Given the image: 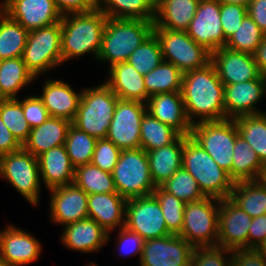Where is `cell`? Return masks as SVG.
Segmentation results:
<instances>
[{
	"label": "cell",
	"instance_id": "6da1fadb",
	"mask_svg": "<svg viewBox=\"0 0 266 266\" xmlns=\"http://www.w3.org/2000/svg\"><path fill=\"white\" fill-rule=\"evenodd\" d=\"M181 93L187 118L192 125L226 119L224 85L211 62L205 67L183 73Z\"/></svg>",
	"mask_w": 266,
	"mask_h": 266
},
{
	"label": "cell",
	"instance_id": "7a4b0ae2",
	"mask_svg": "<svg viewBox=\"0 0 266 266\" xmlns=\"http://www.w3.org/2000/svg\"><path fill=\"white\" fill-rule=\"evenodd\" d=\"M106 21L107 16L99 8L63 15L60 21L63 63L86 54H91L97 61Z\"/></svg>",
	"mask_w": 266,
	"mask_h": 266
},
{
	"label": "cell",
	"instance_id": "3957f363",
	"mask_svg": "<svg viewBox=\"0 0 266 266\" xmlns=\"http://www.w3.org/2000/svg\"><path fill=\"white\" fill-rule=\"evenodd\" d=\"M153 21L107 18L97 60L114 64L126 62L131 53L153 33Z\"/></svg>",
	"mask_w": 266,
	"mask_h": 266
},
{
	"label": "cell",
	"instance_id": "277c9868",
	"mask_svg": "<svg viewBox=\"0 0 266 266\" xmlns=\"http://www.w3.org/2000/svg\"><path fill=\"white\" fill-rule=\"evenodd\" d=\"M182 167L195 178L205 197L230 198L235 182L190 136L184 142Z\"/></svg>",
	"mask_w": 266,
	"mask_h": 266
},
{
	"label": "cell",
	"instance_id": "5b68a950",
	"mask_svg": "<svg viewBox=\"0 0 266 266\" xmlns=\"http://www.w3.org/2000/svg\"><path fill=\"white\" fill-rule=\"evenodd\" d=\"M118 99L104 82L82 89L79 108L72 124L97 139L106 138Z\"/></svg>",
	"mask_w": 266,
	"mask_h": 266
},
{
	"label": "cell",
	"instance_id": "8992f818",
	"mask_svg": "<svg viewBox=\"0 0 266 266\" xmlns=\"http://www.w3.org/2000/svg\"><path fill=\"white\" fill-rule=\"evenodd\" d=\"M112 177L116 191L126 200L152 195L156 188L147 153L141 148L122 150Z\"/></svg>",
	"mask_w": 266,
	"mask_h": 266
},
{
	"label": "cell",
	"instance_id": "52a82bcc",
	"mask_svg": "<svg viewBox=\"0 0 266 266\" xmlns=\"http://www.w3.org/2000/svg\"><path fill=\"white\" fill-rule=\"evenodd\" d=\"M239 135L233 119L206 121L192 125L195 140L232 179L233 149Z\"/></svg>",
	"mask_w": 266,
	"mask_h": 266
},
{
	"label": "cell",
	"instance_id": "ba28073f",
	"mask_svg": "<svg viewBox=\"0 0 266 266\" xmlns=\"http://www.w3.org/2000/svg\"><path fill=\"white\" fill-rule=\"evenodd\" d=\"M220 199L204 197L184 207V219L178 234L193 247L217 246Z\"/></svg>",
	"mask_w": 266,
	"mask_h": 266
},
{
	"label": "cell",
	"instance_id": "9c48e42d",
	"mask_svg": "<svg viewBox=\"0 0 266 266\" xmlns=\"http://www.w3.org/2000/svg\"><path fill=\"white\" fill-rule=\"evenodd\" d=\"M0 177L8 181L28 203L38 206L42 189L38 157L23 147L1 155Z\"/></svg>",
	"mask_w": 266,
	"mask_h": 266
},
{
	"label": "cell",
	"instance_id": "30bf717a",
	"mask_svg": "<svg viewBox=\"0 0 266 266\" xmlns=\"http://www.w3.org/2000/svg\"><path fill=\"white\" fill-rule=\"evenodd\" d=\"M22 58L36 79L49 69L63 64L61 22L28 32Z\"/></svg>",
	"mask_w": 266,
	"mask_h": 266
},
{
	"label": "cell",
	"instance_id": "8fae6325",
	"mask_svg": "<svg viewBox=\"0 0 266 266\" xmlns=\"http://www.w3.org/2000/svg\"><path fill=\"white\" fill-rule=\"evenodd\" d=\"M153 33L159 40L163 60L171 62L182 73L205 67L211 62V53L186 31L153 28Z\"/></svg>",
	"mask_w": 266,
	"mask_h": 266
},
{
	"label": "cell",
	"instance_id": "7c38bea8",
	"mask_svg": "<svg viewBox=\"0 0 266 266\" xmlns=\"http://www.w3.org/2000/svg\"><path fill=\"white\" fill-rule=\"evenodd\" d=\"M124 227L136 232L144 240L171 235L161 205L153 194L127 200Z\"/></svg>",
	"mask_w": 266,
	"mask_h": 266
},
{
	"label": "cell",
	"instance_id": "4fadbf2b",
	"mask_svg": "<svg viewBox=\"0 0 266 266\" xmlns=\"http://www.w3.org/2000/svg\"><path fill=\"white\" fill-rule=\"evenodd\" d=\"M146 112V103L118 99L106 138L120 150L140 148V125Z\"/></svg>",
	"mask_w": 266,
	"mask_h": 266
},
{
	"label": "cell",
	"instance_id": "5bb4252c",
	"mask_svg": "<svg viewBox=\"0 0 266 266\" xmlns=\"http://www.w3.org/2000/svg\"><path fill=\"white\" fill-rule=\"evenodd\" d=\"M194 247L179 235L145 240L140 266H190Z\"/></svg>",
	"mask_w": 266,
	"mask_h": 266
},
{
	"label": "cell",
	"instance_id": "9a60e30c",
	"mask_svg": "<svg viewBox=\"0 0 266 266\" xmlns=\"http://www.w3.org/2000/svg\"><path fill=\"white\" fill-rule=\"evenodd\" d=\"M187 34L210 53L226 44L220 19L218 0H200L195 16L191 20Z\"/></svg>",
	"mask_w": 266,
	"mask_h": 266
},
{
	"label": "cell",
	"instance_id": "2e32d148",
	"mask_svg": "<svg viewBox=\"0 0 266 266\" xmlns=\"http://www.w3.org/2000/svg\"><path fill=\"white\" fill-rule=\"evenodd\" d=\"M0 9L28 32L59 23L63 16L54 0H4Z\"/></svg>",
	"mask_w": 266,
	"mask_h": 266
},
{
	"label": "cell",
	"instance_id": "e0dca14e",
	"mask_svg": "<svg viewBox=\"0 0 266 266\" xmlns=\"http://www.w3.org/2000/svg\"><path fill=\"white\" fill-rule=\"evenodd\" d=\"M252 219L230 198L221 199L217 246L229 250L248 248V231Z\"/></svg>",
	"mask_w": 266,
	"mask_h": 266
},
{
	"label": "cell",
	"instance_id": "ac0fdd59",
	"mask_svg": "<svg viewBox=\"0 0 266 266\" xmlns=\"http://www.w3.org/2000/svg\"><path fill=\"white\" fill-rule=\"evenodd\" d=\"M265 94L266 75L263 74L257 79L224 85L226 119L234 120L241 116L263 113L256 105Z\"/></svg>",
	"mask_w": 266,
	"mask_h": 266
},
{
	"label": "cell",
	"instance_id": "d6986e66",
	"mask_svg": "<svg viewBox=\"0 0 266 266\" xmlns=\"http://www.w3.org/2000/svg\"><path fill=\"white\" fill-rule=\"evenodd\" d=\"M48 191L52 222L66 226L88 218L89 195L74 182Z\"/></svg>",
	"mask_w": 266,
	"mask_h": 266
},
{
	"label": "cell",
	"instance_id": "ffe728a7",
	"mask_svg": "<svg viewBox=\"0 0 266 266\" xmlns=\"http://www.w3.org/2000/svg\"><path fill=\"white\" fill-rule=\"evenodd\" d=\"M211 63L223 85L257 79L261 75L253 54L226 46L211 53Z\"/></svg>",
	"mask_w": 266,
	"mask_h": 266
},
{
	"label": "cell",
	"instance_id": "44dd1931",
	"mask_svg": "<svg viewBox=\"0 0 266 266\" xmlns=\"http://www.w3.org/2000/svg\"><path fill=\"white\" fill-rule=\"evenodd\" d=\"M42 250L40 240L16 225L0 230V257L11 266H24L35 262Z\"/></svg>",
	"mask_w": 266,
	"mask_h": 266
},
{
	"label": "cell",
	"instance_id": "7402d4cb",
	"mask_svg": "<svg viewBox=\"0 0 266 266\" xmlns=\"http://www.w3.org/2000/svg\"><path fill=\"white\" fill-rule=\"evenodd\" d=\"M61 243L81 253L98 252L110 240V233L90 218L64 226Z\"/></svg>",
	"mask_w": 266,
	"mask_h": 266
},
{
	"label": "cell",
	"instance_id": "603a6c76",
	"mask_svg": "<svg viewBox=\"0 0 266 266\" xmlns=\"http://www.w3.org/2000/svg\"><path fill=\"white\" fill-rule=\"evenodd\" d=\"M146 109L151 116L170 125L181 135L190 136L192 124L187 118L181 92L150 96L146 102Z\"/></svg>",
	"mask_w": 266,
	"mask_h": 266
},
{
	"label": "cell",
	"instance_id": "cb8c5ba5",
	"mask_svg": "<svg viewBox=\"0 0 266 266\" xmlns=\"http://www.w3.org/2000/svg\"><path fill=\"white\" fill-rule=\"evenodd\" d=\"M42 93L38 95L52 117L73 121L78 111L82 90L75 92L64 81L49 79L43 82Z\"/></svg>",
	"mask_w": 266,
	"mask_h": 266
},
{
	"label": "cell",
	"instance_id": "d4e9b609",
	"mask_svg": "<svg viewBox=\"0 0 266 266\" xmlns=\"http://www.w3.org/2000/svg\"><path fill=\"white\" fill-rule=\"evenodd\" d=\"M126 202L118 192L91 194L88 197V218L111 233L115 228L125 226Z\"/></svg>",
	"mask_w": 266,
	"mask_h": 266
},
{
	"label": "cell",
	"instance_id": "484cf974",
	"mask_svg": "<svg viewBox=\"0 0 266 266\" xmlns=\"http://www.w3.org/2000/svg\"><path fill=\"white\" fill-rule=\"evenodd\" d=\"M40 178L47 190L74 182L75 167L67 154L65 145L45 151L38 156Z\"/></svg>",
	"mask_w": 266,
	"mask_h": 266
},
{
	"label": "cell",
	"instance_id": "4316f807",
	"mask_svg": "<svg viewBox=\"0 0 266 266\" xmlns=\"http://www.w3.org/2000/svg\"><path fill=\"white\" fill-rule=\"evenodd\" d=\"M109 77L104 83L123 100H136L146 103L148 93L144 84V75L131 64L121 62L108 68Z\"/></svg>",
	"mask_w": 266,
	"mask_h": 266
},
{
	"label": "cell",
	"instance_id": "83f0119b",
	"mask_svg": "<svg viewBox=\"0 0 266 266\" xmlns=\"http://www.w3.org/2000/svg\"><path fill=\"white\" fill-rule=\"evenodd\" d=\"M72 122L59 117L50 116L44 123L31 128L23 148L38 157L51 148L65 145L67 133Z\"/></svg>",
	"mask_w": 266,
	"mask_h": 266
},
{
	"label": "cell",
	"instance_id": "f1b7e54d",
	"mask_svg": "<svg viewBox=\"0 0 266 266\" xmlns=\"http://www.w3.org/2000/svg\"><path fill=\"white\" fill-rule=\"evenodd\" d=\"M200 0H158L153 28L186 31L195 16Z\"/></svg>",
	"mask_w": 266,
	"mask_h": 266
},
{
	"label": "cell",
	"instance_id": "f546056e",
	"mask_svg": "<svg viewBox=\"0 0 266 266\" xmlns=\"http://www.w3.org/2000/svg\"><path fill=\"white\" fill-rule=\"evenodd\" d=\"M189 136L180 135L173 143L146 151L150 174L155 186H161L182 167L184 142Z\"/></svg>",
	"mask_w": 266,
	"mask_h": 266
},
{
	"label": "cell",
	"instance_id": "4dcf8cb0",
	"mask_svg": "<svg viewBox=\"0 0 266 266\" xmlns=\"http://www.w3.org/2000/svg\"><path fill=\"white\" fill-rule=\"evenodd\" d=\"M35 80L22 57L0 60V99H17L16 95Z\"/></svg>",
	"mask_w": 266,
	"mask_h": 266
},
{
	"label": "cell",
	"instance_id": "1f68e13d",
	"mask_svg": "<svg viewBox=\"0 0 266 266\" xmlns=\"http://www.w3.org/2000/svg\"><path fill=\"white\" fill-rule=\"evenodd\" d=\"M230 199L252 218L266 214V186L260 180L234 183Z\"/></svg>",
	"mask_w": 266,
	"mask_h": 266
},
{
	"label": "cell",
	"instance_id": "d6a6232c",
	"mask_svg": "<svg viewBox=\"0 0 266 266\" xmlns=\"http://www.w3.org/2000/svg\"><path fill=\"white\" fill-rule=\"evenodd\" d=\"M263 165L250 144L238 135L233 149L232 180L235 183L258 180Z\"/></svg>",
	"mask_w": 266,
	"mask_h": 266
},
{
	"label": "cell",
	"instance_id": "836d02e7",
	"mask_svg": "<svg viewBox=\"0 0 266 266\" xmlns=\"http://www.w3.org/2000/svg\"><path fill=\"white\" fill-rule=\"evenodd\" d=\"M98 8L107 18L154 21L155 4L151 0H98Z\"/></svg>",
	"mask_w": 266,
	"mask_h": 266
},
{
	"label": "cell",
	"instance_id": "e575fe53",
	"mask_svg": "<svg viewBox=\"0 0 266 266\" xmlns=\"http://www.w3.org/2000/svg\"><path fill=\"white\" fill-rule=\"evenodd\" d=\"M28 31L0 9V60L22 57Z\"/></svg>",
	"mask_w": 266,
	"mask_h": 266
},
{
	"label": "cell",
	"instance_id": "d590c367",
	"mask_svg": "<svg viewBox=\"0 0 266 266\" xmlns=\"http://www.w3.org/2000/svg\"><path fill=\"white\" fill-rule=\"evenodd\" d=\"M182 77L183 73L176 66L163 60L151 72L144 75L148 99L156 94L181 92Z\"/></svg>",
	"mask_w": 266,
	"mask_h": 266
},
{
	"label": "cell",
	"instance_id": "8d00e7d4",
	"mask_svg": "<svg viewBox=\"0 0 266 266\" xmlns=\"http://www.w3.org/2000/svg\"><path fill=\"white\" fill-rule=\"evenodd\" d=\"M181 134L146 112L140 125V148L156 150L173 143Z\"/></svg>",
	"mask_w": 266,
	"mask_h": 266
},
{
	"label": "cell",
	"instance_id": "74e56055",
	"mask_svg": "<svg viewBox=\"0 0 266 266\" xmlns=\"http://www.w3.org/2000/svg\"><path fill=\"white\" fill-rule=\"evenodd\" d=\"M239 135L250 144L260 161L266 163V111L234 119Z\"/></svg>",
	"mask_w": 266,
	"mask_h": 266
},
{
	"label": "cell",
	"instance_id": "f35d334b",
	"mask_svg": "<svg viewBox=\"0 0 266 266\" xmlns=\"http://www.w3.org/2000/svg\"><path fill=\"white\" fill-rule=\"evenodd\" d=\"M74 183L88 195L117 192L112 173L103 171L92 163L75 168Z\"/></svg>",
	"mask_w": 266,
	"mask_h": 266
},
{
	"label": "cell",
	"instance_id": "ab89813d",
	"mask_svg": "<svg viewBox=\"0 0 266 266\" xmlns=\"http://www.w3.org/2000/svg\"><path fill=\"white\" fill-rule=\"evenodd\" d=\"M97 140V138L79 130L73 124L69 127L65 147L75 168L91 163Z\"/></svg>",
	"mask_w": 266,
	"mask_h": 266
},
{
	"label": "cell",
	"instance_id": "60d3db41",
	"mask_svg": "<svg viewBox=\"0 0 266 266\" xmlns=\"http://www.w3.org/2000/svg\"><path fill=\"white\" fill-rule=\"evenodd\" d=\"M0 117L17 141L23 146L31 127L24 117L22 99H0Z\"/></svg>",
	"mask_w": 266,
	"mask_h": 266
},
{
	"label": "cell",
	"instance_id": "b9f144b4",
	"mask_svg": "<svg viewBox=\"0 0 266 266\" xmlns=\"http://www.w3.org/2000/svg\"><path fill=\"white\" fill-rule=\"evenodd\" d=\"M162 51L158 38L154 33L147 37L129 56L127 62L140 74L146 75L161 62Z\"/></svg>",
	"mask_w": 266,
	"mask_h": 266
},
{
	"label": "cell",
	"instance_id": "7bdbcfd3",
	"mask_svg": "<svg viewBox=\"0 0 266 266\" xmlns=\"http://www.w3.org/2000/svg\"><path fill=\"white\" fill-rule=\"evenodd\" d=\"M264 36L265 34L247 14L237 31L226 41L225 46L232 50L254 54Z\"/></svg>",
	"mask_w": 266,
	"mask_h": 266
},
{
	"label": "cell",
	"instance_id": "ee69618b",
	"mask_svg": "<svg viewBox=\"0 0 266 266\" xmlns=\"http://www.w3.org/2000/svg\"><path fill=\"white\" fill-rule=\"evenodd\" d=\"M161 187L184 203L199 201L205 197L195 178L183 167L178 169Z\"/></svg>",
	"mask_w": 266,
	"mask_h": 266
},
{
	"label": "cell",
	"instance_id": "f6af8a7d",
	"mask_svg": "<svg viewBox=\"0 0 266 266\" xmlns=\"http://www.w3.org/2000/svg\"><path fill=\"white\" fill-rule=\"evenodd\" d=\"M153 195L161 205L168 231L171 234L178 235L183 227L184 207L186 203L165 191L161 186L155 188Z\"/></svg>",
	"mask_w": 266,
	"mask_h": 266
},
{
	"label": "cell",
	"instance_id": "bcb514c9",
	"mask_svg": "<svg viewBox=\"0 0 266 266\" xmlns=\"http://www.w3.org/2000/svg\"><path fill=\"white\" fill-rule=\"evenodd\" d=\"M190 266H231V250L220 246L194 247Z\"/></svg>",
	"mask_w": 266,
	"mask_h": 266
},
{
	"label": "cell",
	"instance_id": "7dc6e473",
	"mask_svg": "<svg viewBox=\"0 0 266 266\" xmlns=\"http://www.w3.org/2000/svg\"><path fill=\"white\" fill-rule=\"evenodd\" d=\"M121 152L122 150L107 138L98 139L91 163L103 171L112 173Z\"/></svg>",
	"mask_w": 266,
	"mask_h": 266
},
{
	"label": "cell",
	"instance_id": "c3c4849f",
	"mask_svg": "<svg viewBox=\"0 0 266 266\" xmlns=\"http://www.w3.org/2000/svg\"><path fill=\"white\" fill-rule=\"evenodd\" d=\"M246 15L247 7L245 6L220 3L221 26L226 40L237 31V28L240 26Z\"/></svg>",
	"mask_w": 266,
	"mask_h": 266
},
{
	"label": "cell",
	"instance_id": "681fc988",
	"mask_svg": "<svg viewBox=\"0 0 266 266\" xmlns=\"http://www.w3.org/2000/svg\"><path fill=\"white\" fill-rule=\"evenodd\" d=\"M24 117L31 128L41 125L49 117V113L39 96L28 95L22 99Z\"/></svg>",
	"mask_w": 266,
	"mask_h": 266
},
{
	"label": "cell",
	"instance_id": "f907efd6",
	"mask_svg": "<svg viewBox=\"0 0 266 266\" xmlns=\"http://www.w3.org/2000/svg\"><path fill=\"white\" fill-rule=\"evenodd\" d=\"M117 233L118 238L117 240V247L118 252L122 256H135L136 254L139 255V261L142 257V249L144 244V239L137 234L136 232H133L126 227H122L119 229Z\"/></svg>",
	"mask_w": 266,
	"mask_h": 266
},
{
	"label": "cell",
	"instance_id": "816d5d0a",
	"mask_svg": "<svg viewBox=\"0 0 266 266\" xmlns=\"http://www.w3.org/2000/svg\"><path fill=\"white\" fill-rule=\"evenodd\" d=\"M231 266H266V259L256 248L231 250Z\"/></svg>",
	"mask_w": 266,
	"mask_h": 266
},
{
	"label": "cell",
	"instance_id": "f5cc1de1",
	"mask_svg": "<svg viewBox=\"0 0 266 266\" xmlns=\"http://www.w3.org/2000/svg\"><path fill=\"white\" fill-rule=\"evenodd\" d=\"M62 15L86 13L98 8V0H54Z\"/></svg>",
	"mask_w": 266,
	"mask_h": 266
},
{
	"label": "cell",
	"instance_id": "db71d44e",
	"mask_svg": "<svg viewBox=\"0 0 266 266\" xmlns=\"http://www.w3.org/2000/svg\"><path fill=\"white\" fill-rule=\"evenodd\" d=\"M266 239V214L254 217L248 231V248H257Z\"/></svg>",
	"mask_w": 266,
	"mask_h": 266
},
{
	"label": "cell",
	"instance_id": "11a10c76",
	"mask_svg": "<svg viewBox=\"0 0 266 266\" xmlns=\"http://www.w3.org/2000/svg\"><path fill=\"white\" fill-rule=\"evenodd\" d=\"M247 14L266 35V0H250Z\"/></svg>",
	"mask_w": 266,
	"mask_h": 266
},
{
	"label": "cell",
	"instance_id": "9f6ffc18",
	"mask_svg": "<svg viewBox=\"0 0 266 266\" xmlns=\"http://www.w3.org/2000/svg\"><path fill=\"white\" fill-rule=\"evenodd\" d=\"M22 145L17 141L11 131L5 126L0 117V156L18 151Z\"/></svg>",
	"mask_w": 266,
	"mask_h": 266
},
{
	"label": "cell",
	"instance_id": "6f0895ef",
	"mask_svg": "<svg viewBox=\"0 0 266 266\" xmlns=\"http://www.w3.org/2000/svg\"><path fill=\"white\" fill-rule=\"evenodd\" d=\"M253 55L260 73L266 75V35Z\"/></svg>",
	"mask_w": 266,
	"mask_h": 266
},
{
	"label": "cell",
	"instance_id": "680465c9",
	"mask_svg": "<svg viewBox=\"0 0 266 266\" xmlns=\"http://www.w3.org/2000/svg\"><path fill=\"white\" fill-rule=\"evenodd\" d=\"M220 3L237 4L248 7L250 0H218Z\"/></svg>",
	"mask_w": 266,
	"mask_h": 266
},
{
	"label": "cell",
	"instance_id": "91938a15",
	"mask_svg": "<svg viewBox=\"0 0 266 266\" xmlns=\"http://www.w3.org/2000/svg\"><path fill=\"white\" fill-rule=\"evenodd\" d=\"M266 259V239L256 248Z\"/></svg>",
	"mask_w": 266,
	"mask_h": 266
},
{
	"label": "cell",
	"instance_id": "94428289",
	"mask_svg": "<svg viewBox=\"0 0 266 266\" xmlns=\"http://www.w3.org/2000/svg\"><path fill=\"white\" fill-rule=\"evenodd\" d=\"M258 180L266 186V163L263 165V169Z\"/></svg>",
	"mask_w": 266,
	"mask_h": 266
},
{
	"label": "cell",
	"instance_id": "6125c7cd",
	"mask_svg": "<svg viewBox=\"0 0 266 266\" xmlns=\"http://www.w3.org/2000/svg\"><path fill=\"white\" fill-rule=\"evenodd\" d=\"M0 266H11V265L2 257H0Z\"/></svg>",
	"mask_w": 266,
	"mask_h": 266
},
{
	"label": "cell",
	"instance_id": "be15d7a7",
	"mask_svg": "<svg viewBox=\"0 0 266 266\" xmlns=\"http://www.w3.org/2000/svg\"><path fill=\"white\" fill-rule=\"evenodd\" d=\"M86 266H97V264H95V263L92 262L91 264H88Z\"/></svg>",
	"mask_w": 266,
	"mask_h": 266
},
{
	"label": "cell",
	"instance_id": "e7e4bbea",
	"mask_svg": "<svg viewBox=\"0 0 266 266\" xmlns=\"http://www.w3.org/2000/svg\"><path fill=\"white\" fill-rule=\"evenodd\" d=\"M151 1H152L154 4H156L158 0H151Z\"/></svg>",
	"mask_w": 266,
	"mask_h": 266
}]
</instances>
